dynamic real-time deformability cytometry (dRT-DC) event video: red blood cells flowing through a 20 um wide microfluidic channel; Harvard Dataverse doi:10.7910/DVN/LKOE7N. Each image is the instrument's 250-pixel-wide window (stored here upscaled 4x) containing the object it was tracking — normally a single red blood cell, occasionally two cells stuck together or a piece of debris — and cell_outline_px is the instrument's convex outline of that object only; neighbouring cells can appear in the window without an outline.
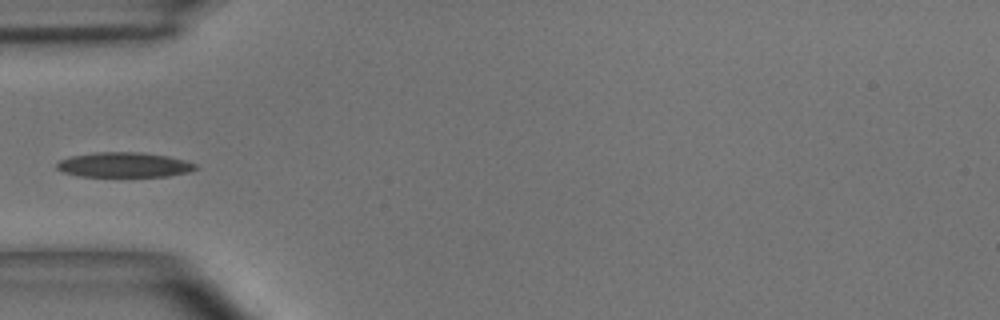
{"species": "common noctule bat (a hibernating species)", "species_latin": "Nyctalus noctula", "temperature_condition": "room temperature", "stored_images_in_passage": 4, "camera_frame_rate_fps": 3000, "um_per_image_px": 0.085, "animal": {"sex": "male", "body_mass_g": 15.6}, "frame": {"image": 1, "passage_image": 3, "time_ms": 0.667, "image_size_px": [1000, 320], "cell_outline_px": [[200, 168], [192, 172], [168, 176], [76, 176], [64, 172], [56, 168], [56, 164], [60, 160], [72, 156], [96, 152], [144, 152], [168, 156], [184, 160], [196, 164]], "centroid_in_image_um": [10.6, 14.01], "position_along_channel_um": 74.4, "area_um2": 20.29}}
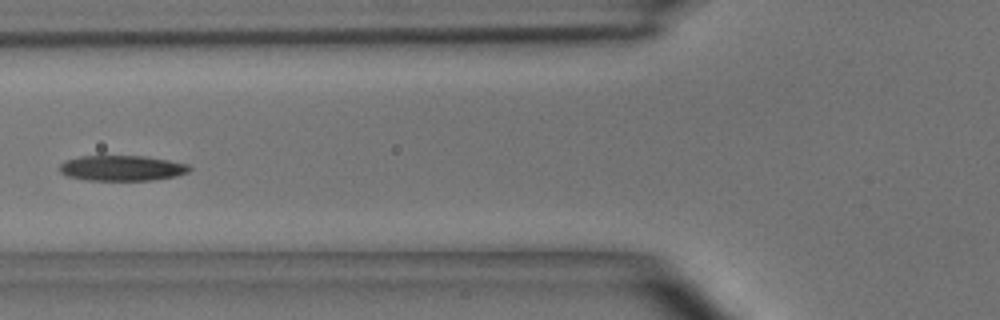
{"frame": {"image": 2, "passage_image": 4, "time_ms": 1.0, "image_size_px": [1000, 320], "cell_outline_px": [[192, 168], [188, 172], [176, 176], [152, 180], [84, 180], [68, 176], [60, 172], [60, 164], [64, 160], [80, 156], [144, 156], [168, 160], [188, 164]], "centroid_in_image_um": [10.35, 14.29], "position_along_channel_um": 115.4, "area_um2": 19.25}}